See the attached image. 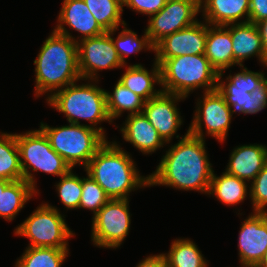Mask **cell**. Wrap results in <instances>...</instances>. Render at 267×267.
I'll return each mask as SVG.
<instances>
[{
  "instance_id": "cell-1",
  "label": "cell",
  "mask_w": 267,
  "mask_h": 267,
  "mask_svg": "<svg viewBox=\"0 0 267 267\" xmlns=\"http://www.w3.org/2000/svg\"><path fill=\"white\" fill-rule=\"evenodd\" d=\"M205 139L190 134L171 145L156 170L149 176V186L164 185L175 189L196 190L208 194L213 168Z\"/></svg>"
},
{
  "instance_id": "cell-2",
  "label": "cell",
  "mask_w": 267,
  "mask_h": 267,
  "mask_svg": "<svg viewBox=\"0 0 267 267\" xmlns=\"http://www.w3.org/2000/svg\"><path fill=\"white\" fill-rule=\"evenodd\" d=\"M110 199H128L131 191L149 187V176H142L132 157L117 144L106 141L84 168Z\"/></svg>"
},
{
  "instance_id": "cell-3",
  "label": "cell",
  "mask_w": 267,
  "mask_h": 267,
  "mask_svg": "<svg viewBox=\"0 0 267 267\" xmlns=\"http://www.w3.org/2000/svg\"><path fill=\"white\" fill-rule=\"evenodd\" d=\"M35 64V97L82 80L78 70L77 43L54 30L44 41ZM54 91V92H53Z\"/></svg>"
},
{
  "instance_id": "cell-4",
  "label": "cell",
  "mask_w": 267,
  "mask_h": 267,
  "mask_svg": "<svg viewBox=\"0 0 267 267\" xmlns=\"http://www.w3.org/2000/svg\"><path fill=\"white\" fill-rule=\"evenodd\" d=\"M94 81L99 80L89 79L88 83L81 85L74 82L53 93L46 101L58 112L64 113L69 123L80 125V119L86 120L90 122L89 127L98 130L107 139L104 128L97 127L100 122H112L107 111L106 90Z\"/></svg>"
},
{
  "instance_id": "cell-5",
  "label": "cell",
  "mask_w": 267,
  "mask_h": 267,
  "mask_svg": "<svg viewBox=\"0 0 267 267\" xmlns=\"http://www.w3.org/2000/svg\"><path fill=\"white\" fill-rule=\"evenodd\" d=\"M159 66L162 92L187 98L198 88L204 92L217 89L219 73L204 54L168 58Z\"/></svg>"
},
{
  "instance_id": "cell-6",
  "label": "cell",
  "mask_w": 267,
  "mask_h": 267,
  "mask_svg": "<svg viewBox=\"0 0 267 267\" xmlns=\"http://www.w3.org/2000/svg\"><path fill=\"white\" fill-rule=\"evenodd\" d=\"M40 129L54 149L73 169L79 164L85 168L107 139L87 124L69 123L66 126L50 127L41 122Z\"/></svg>"
},
{
  "instance_id": "cell-7",
  "label": "cell",
  "mask_w": 267,
  "mask_h": 267,
  "mask_svg": "<svg viewBox=\"0 0 267 267\" xmlns=\"http://www.w3.org/2000/svg\"><path fill=\"white\" fill-rule=\"evenodd\" d=\"M241 72L229 75L226 82L218 74L217 91L225 102L238 114H257L267 106V77L241 66Z\"/></svg>"
},
{
  "instance_id": "cell-8",
  "label": "cell",
  "mask_w": 267,
  "mask_h": 267,
  "mask_svg": "<svg viewBox=\"0 0 267 267\" xmlns=\"http://www.w3.org/2000/svg\"><path fill=\"white\" fill-rule=\"evenodd\" d=\"M16 142L20 153L23 179L37 192V184L32 171H41L46 174L61 177L72 169L70 165L52 149L47 136L41 129L16 134Z\"/></svg>"
},
{
  "instance_id": "cell-9",
  "label": "cell",
  "mask_w": 267,
  "mask_h": 267,
  "mask_svg": "<svg viewBox=\"0 0 267 267\" xmlns=\"http://www.w3.org/2000/svg\"><path fill=\"white\" fill-rule=\"evenodd\" d=\"M57 207L42 203L18 225L14 234L27 237L28 247L68 249V239L75 236Z\"/></svg>"
},
{
  "instance_id": "cell-10",
  "label": "cell",
  "mask_w": 267,
  "mask_h": 267,
  "mask_svg": "<svg viewBox=\"0 0 267 267\" xmlns=\"http://www.w3.org/2000/svg\"><path fill=\"white\" fill-rule=\"evenodd\" d=\"M130 218L129 199H110L92 217L91 241L99 248H119L129 233Z\"/></svg>"
},
{
  "instance_id": "cell-11",
  "label": "cell",
  "mask_w": 267,
  "mask_h": 267,
  "mask_svg": "<svg viewBox=\"0 0 267 267\" xmlns=\"http://www.w3.org/2000/svg\"><path fill=\"white\" fill-rule=\"evenodd\" d=\"M201 99L197 100V108L188 132L205 139L203 132V126H205L206 134L222 143L228 135L234 112L217 89L204 92Z\"/></svg>"
},
{
  "instance_id": "cell-12",
  "label": "cell",
  "mask_w": 267,
  "mask_h": 267,
  "mask_svg": "<svg viewBox=\"0 0 267 267\" xmlns=\"http://www.w3.org/2000/svg\"><path fill=\"white\" fill-rule=\"evenodd\" d=\"M78 70L82 80H98L103 69L122 68L125 65L115 49L108 32L77 42Z\"/></svg>"
},
{
  "instance_id": "cell-13",
  "label": "cell",
  "mask_w": 267,
  "mask_h": 267,
  "mask_svg": "<svg viewBox=\"0 0 267 267\" xmlns=\"http://www.w3.org/2000/svg\"><path fill=\"white\" fill-rule=\"evenodd\" d=\"M200 13L199 0H167L165 6L151 15L146 33L155 46L166 36L193 25Z\"/></svg>"
},
{
  "instance_id": "cell-14",
  "label": "cell",
  "mask_w": 267,
  "mask_h": 267,
  "mask_svg": "<svg viewBox=\"0 0 267 267\" xmlns=\"http://www.w3.org/2000/svg\"><path fill=\"white\" fill-rule=\"evenodd\" d=\"M206 39L207 22L196 21L193 25L160 40L154 46L155 61L160 65L168 58L204 54Z\"/></svg>"
},
{
  "instance_id": "cell-15",
  "label": "cell",
  "mask_w": 267,
  "mask_h": 267,
  "mask_svg": "<svg viewBox=\"0 0 267 267\" xmlns=\"http://www.w3.org/2000/svg\"><path fill=\"white\" fill-rule=\"evenodd\" d=\"M241 225L238 237L241 267H257L267 250V212L253 211Z\"/></svg>"
},
{
  "instance_id": "cell-16",
  "label": "cell",
  "mask_w": 267,
  "mask_h": 267,
  "mask_svg": "<svg viewBox=\"0 0 267 267\" xmlns=\"http://www.w3.org/2000/svg\"><path fill=\"white\" fill-rule=\"evenodd\" d=\"M183 99L185 97L161 92L158 96L145 101L143 113L166 144L170 143L174 135L175 138H180L176 132L183 120L176 103Z\"/></svg>"
},
{
  "instance_id": "cell-17",
  "label": "cell",
  "mask_w": 267,
  "mask_h": 267,
  "mask_svg": "<svg viewBox=\"0 0 267 267\" xmlns=\"http://www.w3.org/2000/svg\"><path fill=\"white\" fill-rule=\"evenodd\" d=\"M62 8L60 9L55 32L67 36L76 43L79 40L95 37L103 34L105 31L98 25L96 19L89 11L88 6L83 0H63ZM69 26L71 29L81 33L77 39L64 27Z\"/></svg>"
},
{
  "instance_id": "cell-18",
  "label": "cell",
  "mask_w": 267,
  "mask_h": 267,
  "mask_svg": "<svg viewBox=\"0 0 267 267\" xmlns=\"http://www.w3.org/2000/svg\"><path fill=\"white\" fill-rule=\"evenodd\" d=\"M232 39L233 66H243L242 62L256 55L259 62L267 65V56L264 51L262 39L254 23H237L224 26Z\"/></svg>"
},
{
  "instance_id": "cell-19",
  "label": "cell",
  "mask_w": 267,
  "mask_h": 267,
  "mask_svg": "<svg viewBox=\"0 0 267 267\" xmlns=\"http://www.w3.org/2000/svg\"><path fill=\"white\" fill-rule=\"evenodd\" d=\"M267 163V146L244 144L237 146L230 154L226 172L251 183Z\"/></svg>"
},
{
  "instance_id": "cell-20",
  "label": "cell",
  "mask_w": 267,
  "mask_h": 267,
  "mask_svg": "<svg viewBox=\"0 0 267 267\" xmlns=\"http://www.w3.org/2000/svg\"><path fill=\"white\" fill-rule=\"evenodd\" d=\"M199 6L204 22L212 26L249 22L250 0H199Z\"/></svg>"
},
{
  "instance_id": "cell-21",
  "label": "cell",
  "mask_w": 267,
  "mask_h": 267,
  "mask_svg": "<svg viewBox=\"0 0 267 267\" xmlns=\"http://www.w3.org/2000/svg\"><path fill=\"white\" fill-rule=\"evenodd\" d=\"M120 132L125 141L133 144L143 154L156 152L166 144L143 112L127 116Z\"/></svg>"
},
{
  "instance_id": "cell-22",
  "label": "cell",
  "mask_w": 267,
  "mask_h": 267,
  "mask_svg": "<svg viewBox=\"0 0 267 267\" xmlns=\"http://www.w3.org/2000/svg\"><path fill=\"white\" fill-rule=\"evenodd\" d=\"M231 33L224 26H213L207 23V39L204 55L212 67L223 73L233 66Z\"/></svg>"
},
{
  "instance_id": "cell-23",
  "label": "cell",
  "mask_w": 267,
  "mask_h": 267,
  "mask_svg": "<svg viewBox=\"0 0 267 267\" xmlns=\"http://www.w3.org/2000/svg\"><path fill=\"white\" fill-rule=\"evenodd\" d=\"M126 68L118 81L145 101L158 96L162 92V89H154L156 83L161 85L160 66L155 60L151 72L141 64L129 65Z\"/></svg>"
},
{
  "instance_id": "cell-24",
  "label": "cell",
  "mask_w": 267,
  "mask_h": 267,
  "mask_svg": "<svg viewBox=\"0 0 267 267\" xmlns=\"http://www.w3.org/2000/svg\"><path fill=\"white\" fill-rule=\"evenodd\" d=\"M37 191L24 179L0 188V217L12 221Z\"/></svg>"
},
{
  "instance_id": "cell-25",
  "label": "cell",
  "mask_w": 267,
  "mask_h": 267,
  "mask_svg": "<svg viewBox=\"0 0 267 267\" xmlns=\"http://www.w3.org/2000/svg\"><path fill=\"white\" fill-rule=\"evenodd\" d=\"M247 184L249 185L246 181L241 180L226 171L220 176H217L213 171L207 195L214 196L222 202V204L224 203L227 206H234L243 202L246 199L247 194L250 195V189H248L250 186Z\"/></svg>"
},
{
  "instance_id": "cell-26",
  "label": "cell",
  "mask_w": 267,
  "mask_h": 267,
  "mask_svg": "<svg viewBox=\"0 0 267 267\" xmlns=\"http://www.w3.org/2000/svg\"><path fill=\"white\" fill-rule=\"evenodd\" d=\"M105 92L107 111L112 122L125 111L129 112L128 116L143 112L145 100L121 82L117 81L112 93L107 90Z\"/></svg>"
},
{
  "instance_id": "cell-27",
  "label": "cell",
  "mask_w": 267,
  "mask_h": 267,
  "mask_svg": "<svg viewBox=\"0 0 267 267\" xmlns=\"http://www.w3.org/2000/svg\"><path fill=\"white\" fill-rule=\"evenodd\" d=\"M167 267H207V260L191 239H175L168 253H163Z\"/></svg>"
},
{
  "instance_id": "cell-28",
  "label": "cell",
  "mask_w": 267,
  "mask_h": 267,
  "mask_svg": "<svg viewBox=\"0 0 267 267\" xmlns=\"http://www.w3.org/2000/svg\"><path fill=\"white\" fill-rule=\"evenodd\" d=\"M0 179L9 181L23 179L16 133L0 132Z\"/></svg>"
},
{
  "instance_id": "cell-29",
  "label": "cell",
  "mask_w": 267,
  "mask_h": 267,
  "mask_svg": "<svg viewBox=\"0 0 267 267\" xmlns=\"http://www.w3.org/2000/svg\"><path fill=\"white\" fill-rule=\"evenodd\" d=\"M88 6L98 25L105 31L124 26L122 18L123 0H83Z\"/></svg>"
},
{
  "instance_id": "cell-30",
  "label": "cell",
  "mask_w": 267,
  "mask_h": 267,
  "mask_svg": "<svg viewBox=\"0 0 267 267\" xmlns=\"http://www.w3.org/2000/svg\"><path fill=\"white\" fill-rule=\"evenodd\" d=\"M69 249L26 247L15 267H61Z\"/></svg>"
},
{
  "instance_id": "cell-31",
  "label": "cell",
  "mask_w": 267,
  "mask_h": 267,
  "mask_svg": "<svg viewBox=\"0 0 267 267\" xmlns=\"http://www.w3.org/2000/svg\"><path fill=\"white\" fill-rule=\"evenodd\" d=\"M126 24L123 26V30L119 33L116 38H113L114 32L119 30L118 28L115 30L108 31V34L111 36L112 41L114 43L115 49L121 59V62L126 66V58L128 55L132 53H139L143 49L154 51V46L149 40V37L144 31V35L141 38H138L137 33L132 31L131 29L126 28Z\"/></svg>"
},
{
  "instance_id": "cell-32",
  "label": "cell",
  "mask_w": 267,
  "mask_h": 267,
  "mask_svg": "<svg viewBox=\"0 0 267 267\" xmlns=\"http://www.w3.org/2000/svg\"><path fill=\"white\" fill-rule=\"evenodd\" d=\"M60 201L67 209H78L82 196V178L74 174L72 169L60 177L55 185Z\"/></svg>"
},
{
  "instance_id": "cell-33",
  "label": "cell",
  "mask_w": 267,
  "mask_h": 267,
  "mask_svg": "<svg viewBox=\"0 0 267 267\" xmlns=\"http://www.w3.org/2000/svg\"><path fill=\"white\" fill-rule=\"evenodd\" d=\"M109 200L110 198L92 177L88 174L86 178L82 177V196L79 209H89L95 216Z\"/></svg>"
},
{
  "instance_id": "cell-34",
  "label": "cell",
  "mask_w": 267,
  "mask_h": 267,
  "mask_svg": "<svg viewBox=\"0 0 267 267\" xmlns=\"http://www.w3.org/2000/svg\"><path fill=\"white\" fill-rule=\"evenodd\" d=\"M250 184L253 211L267 212V163Z\"/></svg>"
},
{
  "instance_id": "cell-35",
  "label": "cell",
  "mask_w": 267,
  "mask_h": 267,
  "mask_svg": "<svg viewBox=\"0 0 267 267\" xmlns=\"http://www.w3.org/2000/svg\"><path fill=\"white\" fill-rule=\"evenodd\" d=\"M166 2L167 0H123V6L150 17L158 13Z\"/></svg>"
},
{
  "instance_id": "cell-36",
  "label": "cell",
  "mask_w": 267,
  "mask_h": 267,
  "mask_svg": "<svg viewBox=\"0 0 267 267\" xmlns=\"http://www.w3.org/2000/svg\"><path fill=\"white\" fill-rule=\"evenodd\" d=\"M267 19V0H250L249 22L257 24Z\"/></svg>"
},
{
  "instance_id": "cell-37",
  "label": "cell",
  "mask_w": 267,
  "mask_h": 267,
  "mask_svg": "<svg viewBox=\"0 0 267 267\" xmlns=\"http://www.w3.org/2000/svg\"><path fill=\"white\" fill-rule=\"evenodd\" d=\"M136 267H166V259L163 253L147 256Z\"/></svg>"
},
{
  "instance_id": "cell-38",
  "label": "cell",
  "mask_w": 267,
  "mask_h": 267,
  "mask_svg": "<svg viewBox=\"0 0 267 267\" xmlns=\"http://www.w3.org/2000/svg\"><path fill=\"white\" fill-rule=\"evenodd\" d=\"M257 29L259 30L262 44L264 47L265 54L267 56V19L262 20L256 24Z\"/></svg>"
},
{
  "instance_id": "cell-39",
  "label": "cell",
  "mask_w": 267,
  "mask_h": 267,
  "mask_svg": "<svg viewBox=\"0 0 267 267\" xmlns=\"http://www.w3.org/2000/svg\"><path fill=\"white\" fill-rule=\"evenodd\" d=\"M257 267H267V250L265 252V255L262 259V261L259 263Z\"/></svg>"
},
{
  "instance_id": "cell-40",
  "label": "cell",
  "mask_w": 267,
  "mask_h": 267,
  "mask_svg": "<svg viewBox=\"0 0 267 267\" xmlns=\"http://www.w3.org/2000/svg\"><path fill=\"white\" fill-rule=\"evenodd\" d=\"M11 181L0 179V188H5Z\"/></svg>"
}]
</instances>
